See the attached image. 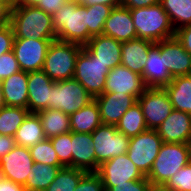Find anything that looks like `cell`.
I'll return each mask as SVG.
<instances>
[{
  "label": "cell",
  "mask_w": 191,
  "mask_h": 191,
  "mask_svg": "<svg viewBox=\"0 0 191 191\" xmlns=\"http://www.w3.org/2000/svg\"><path fill=\"white\" fill-rule=\"evenodd\" d=\"M87 14V6L76 0L67 1L52 15L57 39L85 46L92 38L88 34Z\"/></svg>",
  "instance_id": "obj_1"
},
{
  "label": "cell",
  "mask_w": 191,
  "mask_h": 191,
  "mask_svg": "<svg viewBox=\"0 0 191 191\" xmlns=\"http://www.w3.org/2000/svg\"><path fill=\"white\" fill-rule=\"evenodd\" d=\"M10 25L15 38L56 40L52 15L36 6L14 7L11 10Z\"/></svg>",
  "instance_id": "obj_2"
},
{
  "label": "cell",
  "mask_w": 191,
  "mask_h": 191,
  "mask_svg": "<svg viewBox=\"0 0 191 191\" xmlns=\"http://www.w3.org/2000/svg\"><path fill=\"white\" fill-rule=\"evenodd\" d=\"M137 38L157 43L174 37L175 29L169 15L160 3L137 9H130Z\"/></svg>",
  "instance_id": "obj_3"
},
{
  "label": "cell",
  "mask_w": 191,
  "mask_h": 191,
  "mask_svg": "<svg viewBox=\"0 0 191 191\" xmlns=\"http://www.w3.org/2000/svg\"><path fill=\"white\" fill-rule=\"evenodd\" d=\"M191 161V143H163L147 178L153 187H163Z\"/></svg>",
  "instance_id": "obj_4"
},
{
  "label": "cell",
  "mask_w": 191,
  "mask_h": 191,
  "mask_svg": "<svg viewBox=\"0 0 191 191\" xmlns=\"http://www.w3.org/2000/svg\"><path fill=\"white\" fill-rule=\"evenodd\" d=\"M82 45L53 40L47 50L42 70L54 82L72 79L75 74L76 59Z\"/></svg>",
  "instance_id": "obj_5"
},
{
  "label": "cell",
  "mask_w": 191,
  "mask_h": 191,
  "mask_svg": "<svg viewBox=\"0 0 191 191\" xmlns=\"http://www.w3.org/2000/svg\"><path fill=\"white\" fill-rule=\"evenodd\" d=\"M110 69L95 60V56L83 46L76 59L74 79L93 97L104 93Z\"/></svg>",
  "instance_id": "obj_6"
},
{
  "label": "cell",
  "mask_w": 191,
  "mask_h": 191,
  "mask_svg": "<svg viewBox=\"0 0 191 191\" xmlns=\"http://www.w3.org/2000/svg\"><path fill=\"white\" fill-rule=\"evenodd\" d=\"M94 98L74 78L58 81L51 87L48 109L61 110L71 115L80 108L87 106Z\"/></svg>",
  "instance_id": "obj_7"
},
{
  "label": "cell",
  "mask_w": 191,
  "mask_h": 191,
  "mask_svg": "<svg viewBox=\"0 0 191 191\" xmlns=\"http://www.w3.org/2000/svg\"><path fill=\"white\" fill-rule=\"evenodd\" d=\"M93 147L97 161V170L99 166L128 150L130 137L119 132L116 125L101 124L92 133Z\"/></svg>",
  "instance_id": "obj_8"
},
{
  "label": "cell",
  "mask_w": 191,
  "mask_h": 191,
  "mask_svg": "<svg viewBox=\"0 0 191 191\" xmlns=\"http://www.w3.org/2000/svg\"><path fill=\"white\" fill-rule=\"evenodd\" d=\"M163 144L156 130L147 129L129 141L127 156L137 166L140 172L147 177Z\"/></svg>",
  "instance_id": "obj_9"
},
{
  "label": "cell",
  "mask_w": 191,
  "mask_h": 191,
  "mask_svg": "<svg viewBox=\"0 0 191 191\" xmlns=\"http://www.w3.org/2000/svg\"><path fill=\"white\" fill-rule=\"evenodd\" d=\"M148 129L156 130L174 110L164 88H146L137 99Z\"/></svg>",
  "instance_id": "obj_10"
},
{
  "label": "cell",
  "mask_w": 191,
  "mask_h": 191,
  "mask_svg": "<svg viewBox=\"0 0 191 191\" xmlns=\"http://www.w3.org/2000/svg\"><path fill=\"white\" fill-rule=\"evenodd\" d=\"M52 41L15 38L12 51L20 70L25 72L42 70L47 50Z\"/></svg>",
  "instance_id": "obj_11"
},
{
  "label": "cell",
  "mask_w": 191,
  "mask_h": 191,
  "mask_svg": "<svg viewBox=\"0 0 191 191\" xmlns=\"http://www.w3.org/2000/svg\"><path fill=\"white\" fill-rule=\"evenodd\" d=\"M96 173L100 176L104 187L145 178L126 153L102 163Z\"/></svg>",
  "instance_id": "obj_12"
},
{
  "label": "cell",
  "mask_w": 191,
  "mask_h": 191,
  "mask_svg": "<svg viewBox=\"0 0 191 191\" xmlns=\"http://www.w3.org/2000/svg\"><path fill=\"white\" fill-rule=\"evenodd\" d=\"M33 163L29 148L16 145L0 158V176L24 186Z\"/></svg>",
  "instance_id": "obj_13"
},
{
  "label": "cell",
  "mask_w": 191,
  "mask_h": 191,
  "mask_svg": "<svg viewBox=\"0 0 191 191\" xmlns=\"http://www.w3.org/2000/svg\"><path fill=\"white\" fill-rule=\"evenodd\" d=\"M145 89L141 75L119 65L111 69L107 75L104 92H120V94L133 95L138 99Z\"/></svg>",
  "instance_id": "obj_14"
},
{
  "label": "cell",
  "mask_w": 191,
  "mask_h": 191,
  "mask_svg": "<svg viewBox=\"0 0 191 191\" xmlns=\"http://www.w3.org/2000/svg\"><path fill=\"white\" fill-rule=\"evenodd\" d=\"M102 124L116 125L125 112L137 102L133 95L104 92L94 98Z\"/></svg>",
  "instance_id": "obj_15"
},
{
  "label": "cell",
  "mask_w": 191,
  "mask_h": 191,
  "mask_svg": "<svg viewBox=\"0 0 191 191\" xmlns=\"http://www.w3.org/2000/svg\"><path fill=\"white\" fill-rule=\"evenodd\" d=\"M156 131L163 143H191V115L174 109Z\"/></svg>",
  "instance_id": "obj_16"
},
{
  "label": "cell",
  "mask_w": 191,
  "mask_h": 191,
  "mask_svg": "<svg viewBox=\"0 0 191 191\" xmlns=\"http://www.w3.org/2000/svg\"><path fill=\"white\" fill-rule=\"evenodd\" d=\"M160 52L164 55L165 66L173 78L191 75V55L175 36L160 41Z\"/></svg>",
  "instance_id": "obj_17"
},
{
  "label": "cell",
  "mask_w": 191,
  "mask_h": 191,
  "mask_svg": "<svg viewBox=\"0 0 191 191\" xmlns=\"http://www.w3.org/2000/svg\"><path fill=\"white\" fill-rule=\"evenodd\" d=\"M142 79L146 88H164L173 80L165 66L164 55L160 52V41L148 51V60L142 72Z\"/></svg>",
  "instance_id": "obj_18"
},
{
  "label": "cell",
  "mask_w": 191,
  "mask_h": 191,
  "mask_svg": "<svg viewBox=\"0 0 191 191\" xmlns=\"http://www.w3.org/2000/svg\"><path fill=\"white\" fill-rule=\"evenodd\" d=\"M55 82L43 70L28 72V105L30 113L48 109L51 87Z\"/></svg>",
  "instance_id": "obj_19"
},
{
  "label": "cell",
  "mask_w": 191,
  "mask_h": 191,
  "mask_svg": "<svg viewBox=\"0 0 191 191\" xmlns=\"http://www.w3.org/2000/svg\"><path fill=\"white\" fill-rule=\"evenodd\" d=\"M103 34L120 42L137 39L130 9L122 5L114 7L105 21Z\"/></svg>",
  "instance_id": "obj_20"
},
{
  "label": "cell",
  "mask_w": 191,
  "mask_h": 191,
  "mask_svg": "<svg viewBox=\"0 0 191 191\" xmlns=\"http://www.w3.org/2000/svg\"><path fill=\"white\" fill-rule=\"evenodd\" d=\"M91 133L71 132L72 167L85 172H97L95 149Z\"/></svg>",
  "instance_id": "obj_21"
},
{
  "label": "cell",
  "mask_w": 191,
  "mask_h": 191,
  "mask_svg": "<svg viewBox=\"0 0 191 191\" xmlns=\"http://www.w3.org/2000/svg\"><path fill=\"white\" fill-rule=\"evenodd\" d=\"M122 42L104 34L93 36L85 47L110 70L121 65Z\"/></svg>",
  "instance_id": "obj_22"
},
{
  "label": "cell",
  "mask_w": 191,
  "mask_h": 191,
  "mask_svg": "<svg viewBox=\"0 0 191 191\" xmlns=\"http://www.w3.org/2000/svg\"><path fill=\"white\" fill-rule=\"evenodd\" d=\"M154 44L139 38L122 42L121 65L142 76L148 60V51Z\"/></svg>",
  "instance_id": "obj_23"
},
{
  "label": "cell",
  "mask_w": 191,
  "mask_h": 191,
  "mask_svg": "<svg viewBox=\"0 0 191 191\" xmlns=\"http://www.w3.org/2000/svg\"><path fill=\"white\" fill-rule=\"evenodd\" d=\"M6 106L27 108L28 72L20 70L0 82Z\"/></svg>",
  "instance_id": "obj_24"
},
{
  "label": "cell",
  "mask_w": 191,
  "mask_h": 191,
  "mask_svg": "<svg viewBox=\"0 0 191 191\" xmlns=\"http://www.w3.org/2000/svg\"><path fill=\"white\" fill-rule=\"evenodd\" d=\"M164 89L175 110L191 115V75L173 78Z\"/></svg>",
  "instance_id": "obj_25"
},
{
  "label": "cell",
  "mask_w": 191,
  "mask_h": 191,
  "mask_svg": "<svg viewBox=\"0 0 191 191\" xmlns=\"http://www.w3.org/2000/svg\"><path fill=\"white\" fill-rule=\"evenodd\" d=\"M69 119L71 132L75 133H92L102 124L99 108L95 99L87 106L69 115Z\"/></svg>",
  "instance_id": "obj_26"
},
{
  "label": "cell",
  "mask_w": 191,
  "mask_h": 191,
  "mask_svg": "<svg viewBox=\"0 0 191 191\" xmlns=\"http://www.w3.org/2000/svg\"><path fill=\"white\" fill-rule=\"evenodd\" d=\"M46 139L39 116L29 113L17 129L14 140L17 146L30 148Z\"/></svg>",
  "instance_id": "obj_27"
},
{
  "label": "cell",
  "mask_w": 191,
  "mask_h": 191,
  "mask_svg": "<svg viewBox=\"0 0 191 191\" xmlns=\"http://www.w3.org/2000/svg\"><path fill=\"white\" fill-rule=\"evenodd\" d=\"M36 114L39 116L46 138L71 132L69 115L61 110L43 109Z\"/></svg>",
  "instance_id": "obj_28"
},
{
  "label": "cell",
  "mask_w": 191,
  "mask_h": 191,
  "mask_svg": "<svg viewBox=\"0 0 191 191\" xmlns=\"http://www.w3.org/2000/svg\"><path fill=\"white\" fill-rule=\"evenodd\" d=\"M62 167L64 166L34 162L24 188L26 191H45Z\"/></svg>",
  "instance_id": "obj_29"
},
{
  "label": "cell",
  "mask_w": 191,
  "mask_h": 191,
  "mask_svg": "<svg viewBox=\"0 0 191 191\" xmlns=\"http://www.w3.org/2000/svg\"><path fill=\"white\" fill-rule=\"evenodd\" d=\"M116 128L119 132H122L130 138L148 129L142 108L138 101L125 112L120 121L116 124Z\"/></svg>",
  "instance_id": "obj_30"
},
{
  "label": "cell",
  "mask_w": 191,
  "mask_h": 191,
  "mask_svg": "<svg viewBox=\"0 0 191 191\" xmlns=\"http://www.w3.org/2000/svg\"><path fill=\"white\" fill-rule=\"evenodd\" d=\"M175 30L191 24V0H160Z\"/></svg>",
  "instance_id": "obj_31"
},
{
  "label": "cell",
  "mask_w": 191,
  "mask_h": 191,
  "mask_svg": "<svg viewBox=\"0 0 191 191\" xmlns=\"http://www.w3.org/2000/svg\"><path fill=\"white\" fill-rule=\"evenodd\" d=\"M23 107L4 106L0 109V135L14 137L17 129L29 114Z\"/></svg>",
  "instance_id": "obj_32"
},
{
  "label": "cell",
  "mask_w": 191,
  "mask_h": 191,
  "mask_svg": "<svg viewBox=\"0 0 191 191\" xmlns=\"http://www.w3.org/2000/svg\"><path fill=\"white\" fill-rule=\"evenodd\" d=\"M86 173L80 169L64 166L59 169L55 179L45 191H74L80 179Z\"/></svg>",
  "instance_id": "obj_33"
},
{
  "label": "cell",
  "mask_w": 191,
  "mask_h": 191,
  "mask_svg": "<svg viewBox=\"0 0 191 191\" xmlns=\"http://www.w3.org/2000/svg\"><path fill=\"white\" fill-rule=\"evenodd\" d=\"M113 7L104 4L87 6V27L88 34L93 37L103 34V27Z\"/></svg>",
  "instance_id": "obj_34"
},
{
  "label": "cell",
  "mask_w": 191,
  "mask_h": 191,
  "mask_svg": "<svg viewBox=\"0 0 191 191\" xmlns=\"http://www.w3.org/2000/svg\"><path fill=\"white\" fill-rule=\"evenodd\" d=\"M29 150L34 162H41L48 165H62L49 138L30 147Z\"/></svg>",
  "instance_id": "obj_35"
},
{
  "label": "cell",
  "mask_w": 191,
  "mask_h": 191,
  "mask_svg": "<svg viewBox=\"0 0 191 191\" xmlns=\"http://www.w3.org/2000/svg\"><path fill=\"white\" fill-rule=\"evenodd\" d=\"M49 139L57 153L59 162L65 167H72L71 132Z\"/></svg>",
  "instance_id": "obj_36"
},
{
  "label": "cell",
  "mask_w": 191,
  "mask_h": 191,
  "mask_svg": "<svg viewBox=\"0 0 191 191\" xmlns=\"http://www.w3.org/2000/svg\"><path fill=\"white\" fill-rule=\"evenodd\" d=\"M163 188L167 191H191V161L170 177Z\"/></svg>",
  "instance_id": "obj_37"
},
{
  "label": "cell",
  "mask_w": 191,
  "mask_h": 191,
  "mask_svg": "<svg viewBox=\"0 0 191 191\" xmlns=\"http://www.w3.org/2000/svg\"><path fill=\"white\" fill-rule=\"evenodd\" d=\"M74 191H105L103 182L96 172H87Z\"/></svg>",
  "instance_id": "obj_38"
},
{
  "label": "cell",
  "mask_w": 191,
  "mask_h": 191,
  "mask_svg": "<svg viewBox=\"0 0 191 191\" xmlns=\"http://www.w3.org/2000/svg\"><path fill=\"white\" fill-rule=\"evenodd\" d=\"M20 71L13 51L0 56V82Z\"/></svg>",
  "instance_id": "obj_39"
},
{
  "label": "cell",
  "mask_w": 191,
  "mask_h": 191,
  "mask_svg": "<svg viewBox=\"0 0 191 191\" xmlns=\"http://www.w3.org/2000/svg\"><path fill=\"white\" fill-rule=\"evenodd\" d=\"M152 187L150 180L145 177L139 180L116 184L113 187H104V189L105 191H151Z\"/></svg>",
  "instance_id": "obj_40"
},
{
  "label": "cell",
  "mask_w": 191,
  "mask_h": 191,
  "mask_svg": "<svg viewBox=\"0 0 191 191\" xmlns=\"http://www.w3.org/2000/svg\"><path fill=\"white\" fill-rule=\"evenodd\" d=\"M15 36L10 24L0 28V56L12 51Z\"/></svg>",
  "instance_id": "obj_41"
},
{
  "label": "cell",
  "mask_w": 191,
  "mask_h": 191,
  "mask_svg": "<svg viewBox=\"0 0 191 191\" xmlns=\"http://www.w3.org/2000/svg\"><path fill=\"white\" fill-rule=\"evenodd\" d=\"M184 49L191 55V24L175 30L174 35Z\"/></svg>",
  "instance_id": "obj_42"
},
{
  "label": "cell",
  "mask_w": 191,
  "mask_h": 191,
  "mask_svg": "<svg viewBox=\"0 0 191 191\" xmlns=\"http://www.w3.org/2000/svg\"><path fill=\"white\" fill-rule=\"evenodd\" d=\"M67 1L69 0H41L36 6L46 13L53 15L57 10H59Z\"/></svg>",
  "instance_id": "obj_43"
},
{
  "label": "cell",
  "mask_w": 191,
  "mask_h": 191,
  "mask_svg": "<svg viewBox=\"0 0 191 191\" xmlns=\"http://www.w3.org/2000/svg\"><path fill=\"white\" fill-rule=\"evenodd\" d=\"M160 3V0H122V6L129 9H137Z\"/></svg>",
  "instance_id": "obj_44"
},
{
  "label": "cell",
  "mask_w": 191,
  "mask_h": 191,
  "mask_svg": "<svg viewBox=\"0 0 191 191\" xmlns=\"http://www.w3.org/2000/svg\"><path fill=\"white\" fill-rule=\"evenodd\" d=\"M16 146L14 137L0 135V158L8 154Z\"/></svg>",
  "instance_id": "obj_45"
},
{
  "label": "cell",
  "mask_w": 191,
  "mask_h": 191,
  "mask_svg": "<svg viewBox=\"0 0 191 191\" xmlns=\"http://www.w3.org/2000/svg\"><path fill=\"white\" fill-rule=\"evenodd\" d=\"M0 191H26L23 185L0 176Z\"/></svg>",
  "instance_id": "obj_46"
},
{
  "label": "cell",
  "mask_w": 191,
  "mask_h": 191,
  "mask_svg": "<svg viewBox=\"0 0 191 191\" xmlns=\"http://www.w3.org/2000/svg\"><path fill=\"white\" fill-rule=\"evenodd\" d=\"M78 4L89 6L95 4H104L114 7L122 5V0H76Z\"/></svg>",
  "instance_id": "obj_47"
},
{
  "label": "cell",
  "mask_w": 191,
  "mask_h": 191,
  "mask_svg": "<svg viewBox=\"0 0 191 191\" xmlns=\"http://www.w3.org/2000/svg\"><path fill=\"white\" fill-rule=\"evenodd\" d=\"M11 9L5 4L0 2V25L4 26L10 24Z\"/></svg>",
  "instance_id": "obj_48"
},
{
  "label": "cell",
  "mask_w": 191,
  "mask_h": 191,
  "mask_svg": "<svg viewBox=\"0 0 191 191\" xmlns=\"http://www.w3.org/2000/svg\"><path fill=\"white\" fill-rule=\"evenodd\" d=\"M41 0H14V7L37 6Z\"/></svg>",
  "instance_id": "obj_49"
},
{
  "label": "cell",
  "mask_w": 191,
  "mask_h": 191,
  "mask_svg": "<svg viewBox=\"0 0 191 191\" xmlns=\"http://www.w3.org/2000/svg\"><path fill=\"white\" fill-rule=\"evenodd\" d=\"M6 106L5 101H4V96H3V90L0 84V109Z\"/></svg>",
  "instance_id": "obj_50"
},
{
  "label": "cell",
  "mask_w": 191,
  "mask_h": 191,
  "mask_svg": "<svg viewBox=\"0 0 191 191\" xmlns=\"http://www.w3.org/2000/svg\"><path fill=\"white\" fill-rule=\"evenodd\" d=\"M1 3H5L11 10L14 8V0H0Z\"/></svg>",
  "instance_id": "obj_51"
},
{
  "label": "cell",
  "mask_w": 191,
  "mask_h": 191,
  "mask_svg": "<svg viewBox=\"0 0 191 191\" xmlns=\"http://www.w3.org/2000/svg\"><path fill=\"white\" fill-rule=\"evenodd\" d=\"M151 191H167L163 187H152Z\"/></svg>",
  "instance_id": "obj_52"
}]
</instances>
